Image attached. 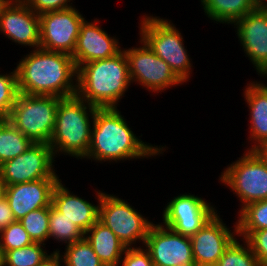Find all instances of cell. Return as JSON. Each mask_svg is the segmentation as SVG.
<instances>
[{
    "mask_svg": "<svg viewBox=\"0 0 267 266\" xmlns=\"http://www.w3.org/2000/svg\"><path fill=\"white\" fill-rule=\"evenodd\" d=\"M16 72L19 93L60 98L76 95L77 68L71 55L39 47L22 58Z\"/></svg>",
    "mask_w": 267,
    "mask_h": 266,
    "instance_id": "1",
    "label": "cell"
},
{
    "mask_svg": "<svg viewBox=\"0 0 267 266\" xmlns=\"http://www.w3.org/2000/svg\"><path fill=\"white\" fill-rule=\"evenodd\" d=\"M117 107L97 108L92 123L87 159L123 161L162 154L164 147L144 143L137 138Z\"/></svg>",
    "mask_w": 267,
    "mask_h": 266,
    "instance_id": "2",
    "label": "cell"
},
{
    "mask_svg": "<svg viewBox=\"0 0 267 266\" xmlns=\"http://www.w3.org/2000/svg\"><path fill=\"white\" fill-rule=\"evenodd\" d=\"M76 78L79 98L98 108L117 107L131 83L124 50L110 58L80 65Z\"/></svg>",
    "mask_w": 267,
    "mask_h": 266,
    "instance_id": "3",
    "label": "cell"
},
{
    "mask_svg": "<svg viewBox=\"0 0 267 266\" xmlns=\"http://www.w3.org/2000/svg\"><path fill=\"white\" fill-rule=\"evenodd\" d=\"M97 108L77 95L59 101L55 127L49 142L54 156L59 152L79 157L78 159L87 156L91 142V123Z\"/></svg>",
    "mask_w": 267,
    "mask_h": 266,
    "instance_id": "4",
    "label": "cell"
},
{
    "mask_svg": "<svg viewBox=\"0 0 267 266\" xmlns=\"http://www.w3.org/2000/svg\"><path fill=\"white\" fill-rule=\"evenodd\" d=\"M140 26V39L160 58H162L184 83L189 79L191 61L183 44V36L169 20L143 16Z\"/></svg>",
    "mask_w": 267,
    "mask_h": 266,
    "instance_id": "5",
    "label": "cell"
},
{
    "mask_svg": "<svg viewBox=\"0 0 267 266\" xmlns=\"http://www.w3.org/2000/svg\"><path fill=\"white\" fill-rule=\"evenodd\" d=\"M62 98L19 93L8 118L33 143L49 144Z\"/></svg>",
    "mask_w": 267,
    "mask_h": 266,
    "instance_id": "6",
    "label": "cell"
},
{
    "mask_svg": "<svg viewBox=\"0 0 267 266\" xmlns=\"http://www.w3.org/2000/svg\"><path fill=\"white\" fill-rule=\"evenodd\" d=\"M230 187L243 203L267 199V161L257 150H247L239 160L225 168L219 179Z\"/></svg>",
    "mask_w": 267,
    "mask_h": 266,
    "instance_id": "7",
    "label": "cell"
},
{
    "mask_svg": "<svg viewBox=\"0 0 267 266\" xmlns=\"http://www.w3.org/2000/svg\"><path fill=\"white\" fill-rule=\"evenodd\" d=\"M99 202V221L108 227L126 248L138 240L144 245L153 222L143 218L130 204L105 192L96 191ZM142 240V241H141Z\"/></svg>",
    "mask_w": 267,
    "mask_h": 266,
    "instance_id": "8",
    "label": "cell"
},
{
    "mask_svg": "<svg viewBox=\"0 0 267 266\" xmlns=\"http://www.w3.org/2000/svg\"><path fill=\"white\" fill-rule=\"evenodd\" d=\"M140 43L142 46L138 48L123 49L128 61L131 82L136 81L154 93L183 84L162 58L158 57L141 39Z\"/></svg>",
    "mask_w": 267,
    "mask_h": 266,
    "instance_id": "9",
    "label": "cell"
},
{
    "mask_svg": "<svg viewBox=\"0 0 267 266\" xmlns=\"http://www.w3.org/2000/svg\"><path fill=\"white\" fill-rule=\"evenodd\" d=\"M54 157L49 144L32 143L21 155L1 164L0 175L7 186L41 179H59L53 168Z\"/></svg>",
    "mask_w": 267,
    "mask_h": 266,
    "instance_id": "10",
    "label": "cell"
},
{
    "mask_svg": "<svg viewBox=\"0 0 267 266\" xmlns=\"http://www.w3.org/2000/svg\"><path fill=\"white\" fill-rule=\"evenodd\" d=\"M40 48L73 55L80 26L85 20L74 7L39 15Z\"/></svg>",
    "mask_w": 267,
    "mask_h": 266,
    "instance_id": "11",
    "label": "cell"
},
{
    "mask_svg": "<svg viewBox=\"0 0 267 266\" xmlns=\"http://www.w3.org/2000/svg\"><path fill=\"white\" fill-rule=\"evenodd\" d=\"M144 246L154 266H196L190 237L160 224H152Z\"/></svg>",
    "mask_w": 267,
    "mask_h": 266,
    "instance_id": "12",
    "label": "cell"
},
{
    "mask_svg": "<svg viewBox=\"0 0 267 266\" xmlns=\"http://www.w3.org/2000/svg\"><path fill=\"white\" fill-rule=\"evenodd\" d=\"M216 213L215 207L203 198L190 193L181 194L174 197L165 207L162 225L176 233L191 237Z\"/></svg>",
    "mask_w": 267,
    "mask_h": 266,
    "instance_id": "13",
    "label": "cell"
},
{
    "mask_svg": "<svg viewBox=\"0 0 267 266\" xmlns=\"http://www.w3.org/2000/svg\"><path fill=\"white\" fill-rule=\"evenodd\" d=\"M247 57L262 77L267 76V8H256L234 23Z\"/></svg>",
    "mask_w": 267,
    "mask_h": 266,
    "instance_id": "14",
    "label": "cell"
},
{
    "mask_svg": "<svg viewBox=\"0 0 267 266\" xmlns=\"http://www.w3.org/2000/svg\"><path fill=\"white\" fill-rule=\"evenodd\" d=\"M0 31L24 46L40 47V20L23 0H11L0 15Z\"/></svg>",
    "mask_w": 267,
    "mask_h": 266,
    "instance_id": "15",
    "label": "cell"
},
{
    "mask_svg": "<svg viewBox=\"0 0 267 266\" xmlns=\"http://www.w3.org/2000/svg\"><path fill=\"white\" fill-rule=\"evenodd\" d=\"M216 213L196 234L190 237L196 266L214 264L238 235L237 225L229 230Z\"/></svg>",
    "mask_w": 267,
    "mask_h": 266,
    "instance_id": "16",
    "label": "cell"
},
{
    "mask_svg": "<svg viewBox=\"0 0 267 266\" xmlns=\"http://www.w3.org/2000/svg\"><path fill=\"white\" fill-rule=\"evenodd\" d=\"M94 21L89 23L84 20L80 26L72 55L76 68L85 63L110 58L122 50L118 40L100 28L101 26L96 24L97 19Z\"/></svg>",
    "mask_w": 267,
    "mask_h": 266,
    "instance_id": "17",
    "label": "cell"
},
{
    "mask_svg": "<svg viewBox=\"0 0 267 266\" xmlns=\"http://www.w3.org/2000/svg\"><path fill=\"white\" fill-rule=\"evenodd\" d=\"M60 179H41L6 187L5 198L14 218L20 220L30 211L50 207L54 186Z\"/></svg>",
    "mask_w": 267,
    "mask_h": 266,
    "instance_id": "18",
    "label": "cell"
},
{
    "mask_svg": "<svg viewBox=\"0 0 267 266\" xmlns=\"http://www.w3.org/2000/svg\"><path fill=\"white\" fill-rule=\"evenodd\" d=\"M59 180L52 192V205L85 233L99 220V204L72 194Z\"/></svg>",
    "mask_w": 267,
    "mask_h": 266,
    "instance_id": "19",
    "label": "cell"
},
{
    "mask_svg": "<svg viewBox=\"0 0 267 266\" xmlns=\"http://www.w3.org/2000/svg\"><path fill=\"white\" fill-rule=\"evenodd\" d=\"M244 97L250 109L249 140L255 143L248 150H258L267 143V85L250 82L244 91Z\"/></svg>",
    "mask_w": 267,
    "mask_h": 266,
    "instance_id": "20",
    "label": "cell"
},
{
    "mask_svg": "<svg viewBox=\"0 0 267 266\" xmlns=\"http://www.w3.org/2000/svg\"><path fill=\"white\" fill-rule=\"evenodd\" d=\"M91 234V235H90ZM104 266H119L126 247L119 238L99 220L84 233Z\"/></svg>",
    "mask_w": 267,
    "mask_h": 266,
    "instance_id": "21",
    "label": "cell"
},
{
    "mask_svg": "<svg viewBox=\"0 0 267 266\" xmlns=\"http://www.w3.org/2000/svg\"><path fill=\"white\" fill-rule=\"evenodd\" d=\"M204 12L214 22L234 24L255 10V0H201Z\"/></svg>",
    "mask_w": 267,
    "mask_h": 266,
    "instance_id": "22",
    "label": "cell"
},
{
    "mask_svg": "<svg viewBox=\"0 0 267 266\" xmlns=\"http://www.w3.org/2000/svg\"><path fill=\"white\" fill-rule=\"evenodd\" d=\"M32 143L9 120H0V165L21 155Z\"/></svg>",
    "mask_w": 267,
    "mask_h": 266,
    "instance_id": "23",
    "label": "cell"
},
{
    "mask_svg": "<svg viewBox=\"0 0 267 266\" xmlns=\"http://www.w3.org/2000/svg\"><path fill=\"white\" fill-rule=\"evenodd\" d=\"M238 237L244 240L251 232L267 229V199L250 203L239 211Z\"/></svg>",
    "mask_w": 267,
    "mask_h": 266,
    "instance_id": "24",
    "label": "cell"
},
{
    "mask_svg": "<svg viewBox=\"0 0 267 266\" xmlns=\"http://www.w3.org/2000/svg\"><path fill=\"white\" fill-rule=\"evenodd\" d=\"M51 237L68 245L82 239L84 232L51 204L49 207V238Z\"/></svg>",
    "mask_w": 267,
    "mask_h": 266,
    "instance_id": "25",
    "label": "cell"
},
{
    "mask_svg": "<svg viewBox=\"0 0 267 266\" xmlns=\"http://www.w3.org/2000/svg\"><path fill=\"white\" fill-rule=\"evenodd\" d=\"M65 247L61 255L65 266H104L85 237Z\"/></svg>",
    "mask_w": 267,
    "mask_h": 266,
    "instance_id": "26",
    "label": "cell"
},
{
    "mask_svg": "<svg viewBox=\"0 0 267 266\" xmlns=\"http://www.w3.org/2000/svg\"><path fill=\"white\" fill-rule=\"evenodd\" d=\"M45 243L33 242L19 249H12L4 254V266H38L48 257L42 248Z\"/></svg>",
    "mask_w": 267,
    "mask_h": 266,
    "instance_id": "27",
    "label": "cell"
},
{
    "mask_svg": "<svg viewBox=\"0 0 267 266\" xmlns=\"http://www.w3.org/2000/svg\"><path fill=\"white\" fill-rule=\"evenodd\" d=\"M19 222L33 242L44 243L49 239V207L30 211Z\"/></svg>",
    "mask_w": 267,
    "mask_h": 266,
    "instance_id": "28",
    "label": "cell"
},
{
    "mask_svg": "<svg viewBox=\"0 0 267 266\" xmlns=\"http://www.w3.org/2000/svg\"><path fill=\"white\" fill-rule=\"evenodd\" d=\"M236 238L218 260L219 266H261L249 244H240ZM244 245V246H243Z\"/></svg>",
    "mask_w": 267,
    "mask_h": 266,
    "instance_id": "29",
    "label": "cell"
},
{
    "mask_svg": "<svg viewBox=\"0 0 267 266\" xmlns=\"http://www.w3.org/2000/svg\"><path fill=\"white\" fill-rule=\"evenodd\" d=\"M18 94L16 68L9 74H0V120H8Z\"/></svg>",
    "mask_w": 267,
    "mask_h": 266,
    "instance_id": "30",
    "label": "cell"
},
{
    "mask_svg": "<svg viewBox=\"0 0 267 266\" xmlns=\"http://www.w3.org/2000/svg\"><path fill=\"white\" fill-rule=\"evenodd\" d=\"M32 243V239L18 220L0 231V245L4 254L12 249L26 247Z\"/></svg>",
    "mask_w": 267,
    "mask_h": 266,
    "instance_id": "31",
    "label": "cell"
},
{
    "mask_svg": "<svg viewBox=\"0 0 267 266\" xmlns=\"http://www.w3.org/2000/svg\"><path fill=\"white\" fill-rule=\"evenodd\" d=\"M261 266H267V229L251 232L244 239Z\"/></svg>",
    "mask_w": 267,
    "mask_h": 266,
    "instance_id": "32",
    "label": "cell"
},
{
    "mask_svg": "<svg viewBox=\"0 0 267 266\" xmlns=\"http://www.w3.org/2000/svg\"><path fill=\"white\" fill-rule=\"evenodd\" d=\"M120 266H154L150 253L139 247L126 248Z\"/></svg>",
    "mask_w": 267,
    "mask_h": 266,
    "instance_id": "33",
    "label": "cell"
},
{
    "mask_svg": "<svg viewBox=\"0 0 267 266\" xmlns=\"http://www.w3.org/2000/svg\"><path fill=\"white\" fill-rule=\"evenodd\" d=\"M29 8L40 15L48 11L63 10L72 7L71 0H23ZM69 4V5H68Z\"/></svg>",
    "mask_w": 267,
    "mask_h": 266,
    "instance_id": "34",
    "label": "cell"
},
{
    "mask_svg": "<svg viewBox=\"0 0 267 266\" xmlns=\"http://www.w3.org/2000/svg\"><path fill=\"white\" fill-rule=\"evenodd\" d=\"M15 221L16 219L14 218L13 212L6 198H4L0 201V231Z\"/></svg>",
    "mask_w": 267,
    "mask_h": 266,
    "instance_id": "35",
    "label": "cell"
},
{
    "mask_svg": "<svg viewBox=\"0 0 267 266\" xmlns=\"http://www.w3.org/2000/svg\"><path fill=\"white\" fill-rule=\"evenodd\" d=\"M59 252L60 250L56 249V251L50 253L38 266H61L63 260Z\"/></svg>",
    "mask_w": 267,
    "mask_h": 266,
    "instance_id": "36",
    "label": "cell"
},
{
    "mask_svg": "<svg viewBox=\"0 0 267 266\" xmlns=\"http://www.w3.org/2000/svg\"><path fill=\"white\" fill-rule=\"evenodd\" d=\"M6 187H7V185H6V183L4 182V180L2 179V177L0 175V201L5 198Z\"/></svg>",
    "mask_w": 267,
    "mask_h": 266,
    "instance_id": "37",
    "label": "cell"
},
{
    "mask_svg": "<svg viewBox=\"0 0 267 266\" xmlns=\"http://www.w3.org/2000/svg\"><path fill=\"white\" fill-rule=\"evenodd\" d=\"M257 151L267 161V143L263 144Z\"/></svg>",
    "mask_w": 267,
    "mask_h": 266,
    "instance_id": "38",
    "label": "cell"
},
{
    "mask_svg": "<svg viewBox=\"0 0 267 266\" xmlns=\"http://www.w3.org/2000/svg\"><path fill=\"white\" fill-rule=\"evenodd\" d=\"M255 3L258 8H267V0H255Z\"/></svg>",
    "mask_w": 267,
    "mask_h": 266,
    "instance_id": "39",
    "label": "cell"
},
{
    "mask_svg": "<svg viewBox=\"0 0 267 266\" xmlns=\"http://www.w3.org/2000/svg\"><path fill=\"white\" fill-rule=\"evenodd\" d=\"M11 0H0V15Z\"/></svg>",
    "mask_w": 267,
    "mask_h": 266,
    "instance_id": "40",
    "label": "cell"
},
{
    "mask_svg": "<svg viewBox=\"0 0 267 266\" xmlns=\"http://www.w3.org/2000/svg\"><path fill=\"white\" fill-rule=\"evenodd\" d=\"M0 266H4V253L1 245H0Z\"/></svg>",
    "mask_w": 267,
    "mask_h": 266,
    "instance_id": "41",
    "label": "cell"
},
{
    "mask_svg": "<svg viewBox=\"0 0 267 266\" xmlns=\"http://www.w3.org/2000/svg\"><path fill=\"white\" fill-rule=\"evenodd\" d=\"M201 266H219L217 263L214 264H205V265H201Z\"/></svg>",
    "mask_w": 267,
    "mask_h": 266,
    "instance_id": "42",
    "label": "cell"
}]
</instances>
